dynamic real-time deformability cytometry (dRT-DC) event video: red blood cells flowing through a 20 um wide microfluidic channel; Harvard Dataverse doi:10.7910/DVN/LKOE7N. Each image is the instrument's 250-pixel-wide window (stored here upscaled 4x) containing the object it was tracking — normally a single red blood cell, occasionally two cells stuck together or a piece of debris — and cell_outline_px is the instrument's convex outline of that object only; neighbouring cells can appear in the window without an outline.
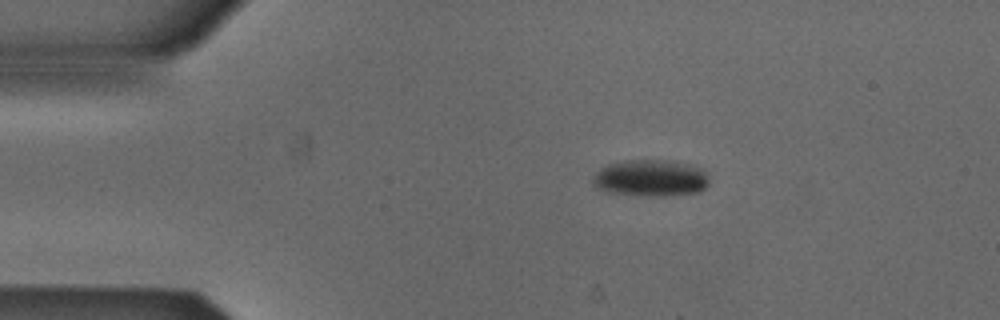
{"species": "Egyptian fruit bat (a non-hibernating species)", "species_latin": "Rousettus aegyptiacus", "temperature_condition": "cold", "stored_images_in_passage": 5, "camera_frame_rate_fps": 3000, "um_per_image_px": 0.085, "animal": {"sex": "male"}, "frame": {"image": 1, "passage_image": 1, "time_ms": 0.0, "image_size_px": [1000, 320], "cell_outline_px": [[708, 184], [700, 192], [664, 196], [644, 196], [604, 192], [592, 184], [592, 176], [600, 168], [608, 164], [628, 160], [664, 160], [688, 164], [704, 168], [708, 176]], "centroid_in_image_um": [55.29, 15.14], "position_along_channel_um": 29.7, "area_um2": 25.2}}
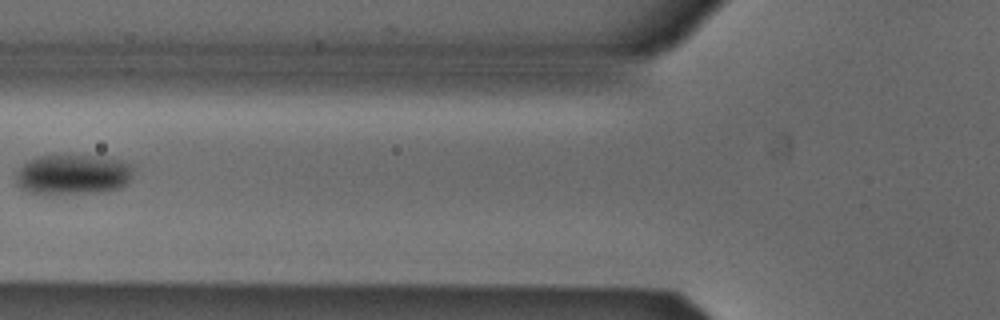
{"frame": {"image": 2, "passage_image": 4, "time_ms": 1.0, "image_size_px": [1000, 320], "cell_outline_px": [[132, 172], [128, 184], [120, 188], [104, 192], [52, 196], [44, 196], [24, 192], [16, 184], [16, 172], [28, 160], [36, 156], [100, 156], [120, 160], [128, 164], [132, 168]], "centroid_in_image_um": [6.14, 14.89], "position_along_channel_um": 119.7, "area_um2": 28.32}}
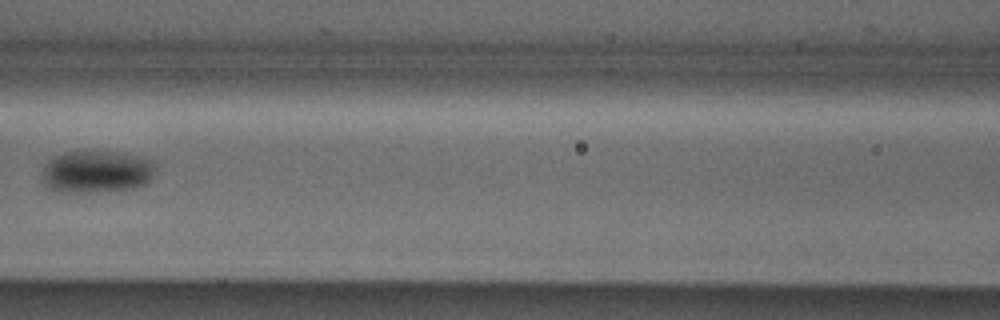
{"frame": {"image": 3, "passage_image": 5, "time_ms": 1.333, "image_size_px": [1000, 320], "cell_outline_px": [[156, 176], [148, 184], [132, 188], [88, 192], [60, 192], [48, 188], [44, 184], [44, 168], [52, 160], [64, 152], [112, 152], [140, 156], [156, 160]], "centroid_in_image_um": [8.34, 14.61], "position_along_channel_um": 158.3, "area_um2": 27.86}}